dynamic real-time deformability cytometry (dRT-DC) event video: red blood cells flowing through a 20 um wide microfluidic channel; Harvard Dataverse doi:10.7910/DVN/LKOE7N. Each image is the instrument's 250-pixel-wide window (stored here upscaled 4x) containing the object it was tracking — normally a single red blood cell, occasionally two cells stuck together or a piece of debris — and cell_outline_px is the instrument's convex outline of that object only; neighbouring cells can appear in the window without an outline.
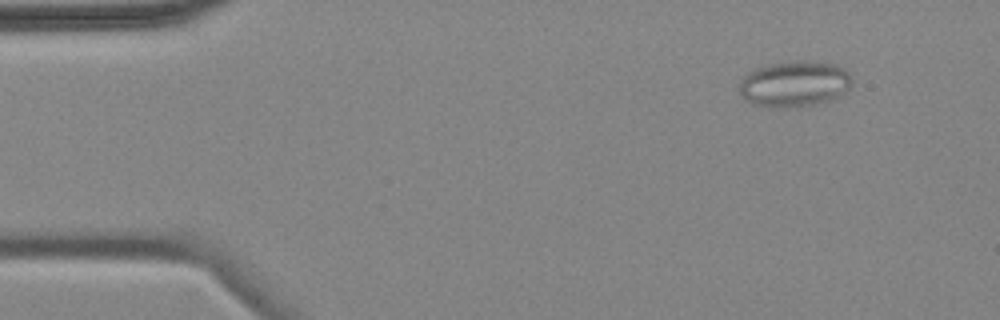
{"species": "common noctule bat (a hibernating species)", "species_latin": "Nyctalus noctula", "temperature_condition": "cold", "stored_images_in_passage": 6, "camera_frame_rate_fps": 3000, "um_per_image_px": 0.085, "animal": {"sex": "female", "body_mass_g": 18.4}, "frame": {"image": 1, "passage_image": 2, "time_ms": 1.0, "image_size_px": [1000, 320], "cell_outline_px": [[852, 84], [840, 96], [816, 104], [796, 108], [784, 108], [752, 104], [744, 100], [740, 96], [740, 80], [748, 72], [756, 68], [768, 64], [796, 60], [812, 60], [836, 64], [844, 68], [848, 72], [852, 80]], "centroid_in_image_um": [67.52, 7.12], "position_along_channel_um": 17.5, "area_um2": 30.63}}
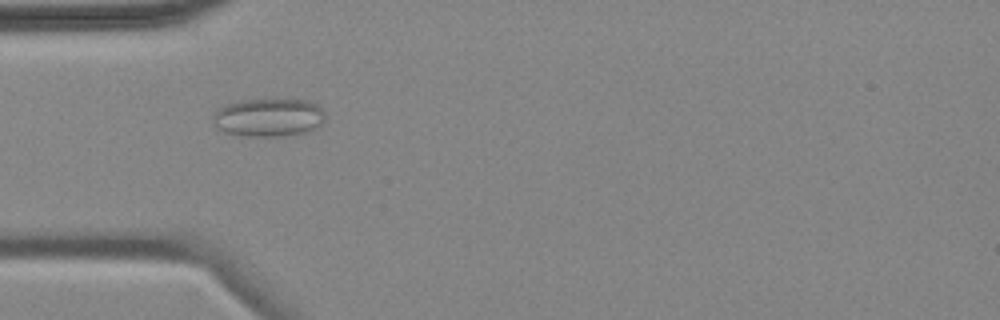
{"frame": {"image": 2, "passage_image": 5, "time_ms": 4.667, "image_size_px": [1000, 320], "cell_outline_px": [[324, 120], [316, 128], [304, 132], [276, 136], [248, 136], [224, 132], [216, 128], [212, 124], [212, 112], [228, 104], [240, 100], [308, 100], [316, 104], [324, 112]], "centroid_in_image_um": [22.77, 9.98], "position_along_channel_um": 62.2, "area_um2": 24.85}}